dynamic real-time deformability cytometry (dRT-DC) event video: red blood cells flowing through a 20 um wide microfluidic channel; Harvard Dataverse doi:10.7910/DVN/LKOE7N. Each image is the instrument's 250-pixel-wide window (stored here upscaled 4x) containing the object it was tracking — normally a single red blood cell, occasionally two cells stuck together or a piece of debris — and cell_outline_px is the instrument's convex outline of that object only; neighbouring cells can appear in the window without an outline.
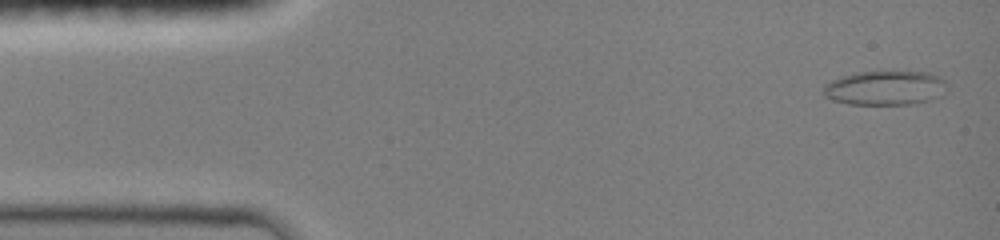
{"species": "common noctule bat (a hibernating species)", "species_latin": "Nyctalus noctula", "temperature_condition": "room temperature", "stored_images_in_passage": 31, "camera_frame_rate_fps": 3000, "um_per_image_px": 0.085, "animal": {"sex": "female", "body_mass_g": 19.0, "forearm_length_mm": 51.5}, "frame": {"image": 1, "passage_image": 3, "time_ms": 0.333, "image_size_px": [1000, 240], "cell_outline_px": [[944, 96], [912, 104], [848, 104], [832, 100], [824, 96], [824, 84], [840, 76], [856, 72], [928, 72], [940, 76], [944, 80]], "centroid_in_image_um": [75.22, 7.48], "position_along_channel_um": 9.8, "area_um2": 24.74}}
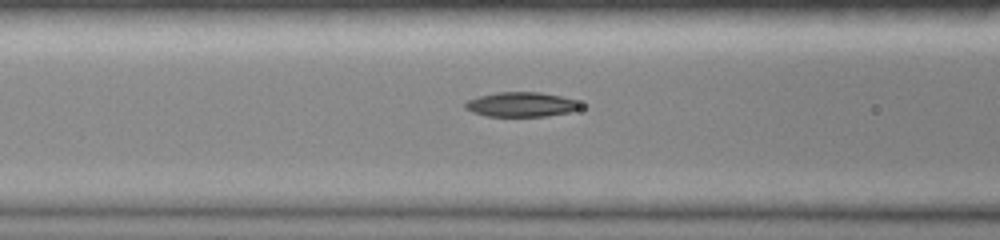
{"frame": {"image": 2, "passage_image": 22, "time_ms": 5.667, "image_size_px": [1000, 240], "cell_outline_px": [[584, 108], [572, 112], [544, 116], [488, 116], [472, 112], [464, 108], [464, 104], [468, 100], [480, 96], [496, 92], [540, 92], [560, 96], [576, 100], [584, 104]], "centroid_in_image_um": [44.37, 8.88], "position_along_channel_um": 122.2, "area_um2": 16.7}}
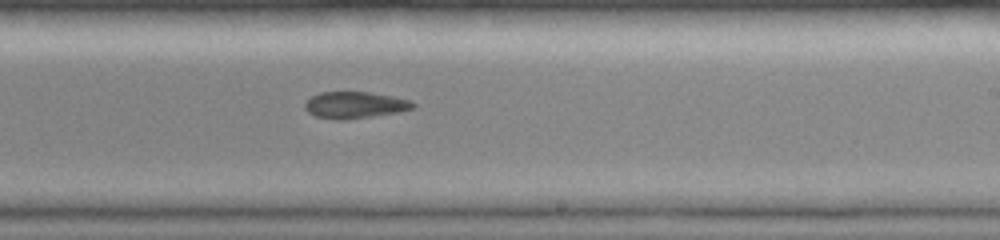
{"frame": {"image": 3, "passage_image": 31, "time_ms": 9.0, "image_size_px": [1000, 240], "cell_outline_px": [[416, 108], [400, 112], [344, 120], [336, 120], [316, 116], [308, 112], [304, 108], [304, 104], [312, 96], [320, 92], [368, 92], [392, 96], [408, 100], [416, 104]], "centroid_in_image_um": [30.17, 8.93], "position_along_channel_um": 258.8, "area_um2": 16.76}}